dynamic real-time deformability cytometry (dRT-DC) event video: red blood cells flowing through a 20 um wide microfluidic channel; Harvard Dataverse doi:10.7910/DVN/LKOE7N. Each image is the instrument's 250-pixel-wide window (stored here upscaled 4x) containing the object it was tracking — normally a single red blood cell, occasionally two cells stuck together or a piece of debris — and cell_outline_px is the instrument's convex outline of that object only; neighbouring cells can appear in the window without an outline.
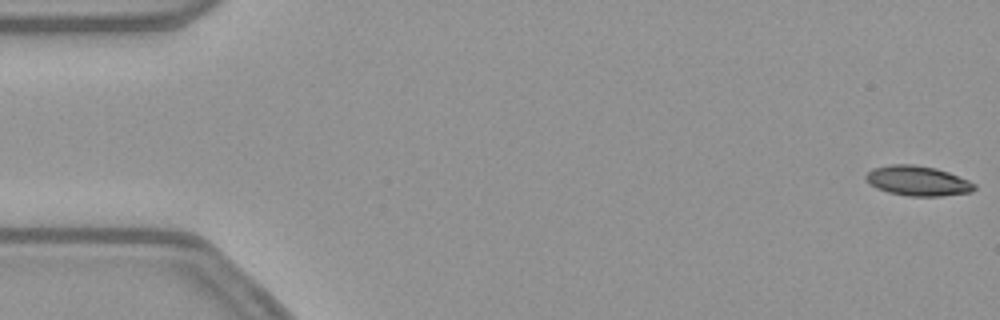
{"species": "common noctule bat (a hibernating species)", "species_latin": "Nyctalus noctula", "temperature_condition": "warm", "stored_images_in_passage": 54, "camera_frame_rate_fps": 3000, "um_per_image_px": 0.085, "animal": {"sex": "female", "body_mass_g": 21.9}, "frame": {"image": 1, "passage_image": 1, "time_ms": 0.0, "image_size_px": [1000, 320], "cell_outline_px": [[976, 188], [972, 192], [940, 196], [908, 196], [888, 192], [876, 188], [864, 176], [872, 168], [892, 164], [912, 164], [936, 168], [948, 172], [968, 180], [976, 184]], "centroid_in_image_um": [78.02, 15.37], "position_along_channel_um": 7.0, "area_um2": 18.84}}
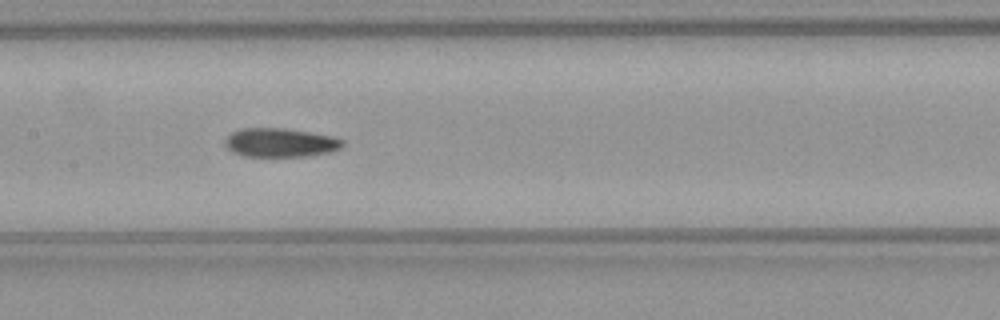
{"frame": {"image": 2, "passage_image": 26, "time_ms": 8.333, "image_size_px": [1000, 320], "cell_outline_px": [[344, 144], [340, 148], [332, 152], [308, 156], [244, 156], [232, 152], [224, 144], [224, 140], [232, 132], [244, 128], [284, 128], [332, 136], [344, 140]], "centroid_in_image_um": [23.83, 12.12], "position_along_channel_um": 183.6, "area_um2": 19.77}}
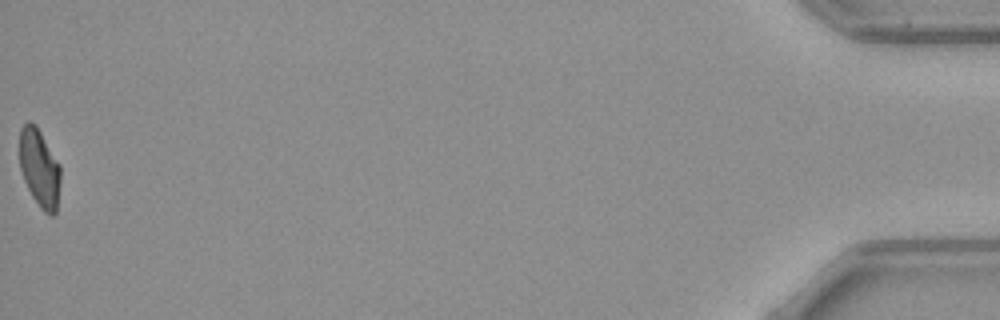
{"frame": {"image": 3, "passage_image": 54, "time_ms": 17.667, "image_size_px": [1000, 320], "cell_outline_px": [[60, 180], [56, 212], [52, 216], [48, 216], [40, 208], [32, 196], [24, 180], [20, 168], [20, 128], [28, 120], [36, 124], [60, 164]], "centroid_in_image_um": [3.36, 14.28], "position_along_channel_um": 431.8, "area_um2": 18.73}, "authors_computed_cell_mechanics": {"area_um2": 19.7387, "velocity_mm_per_s": 3.8334, "shape_relaxation_time_tau1_ms": 6.1034, "shape_relaxation_time_tau2_ms": 2.4557, "deformation_change_tau1": 0.1774, "deformation_change_tau2": 0.0929}}